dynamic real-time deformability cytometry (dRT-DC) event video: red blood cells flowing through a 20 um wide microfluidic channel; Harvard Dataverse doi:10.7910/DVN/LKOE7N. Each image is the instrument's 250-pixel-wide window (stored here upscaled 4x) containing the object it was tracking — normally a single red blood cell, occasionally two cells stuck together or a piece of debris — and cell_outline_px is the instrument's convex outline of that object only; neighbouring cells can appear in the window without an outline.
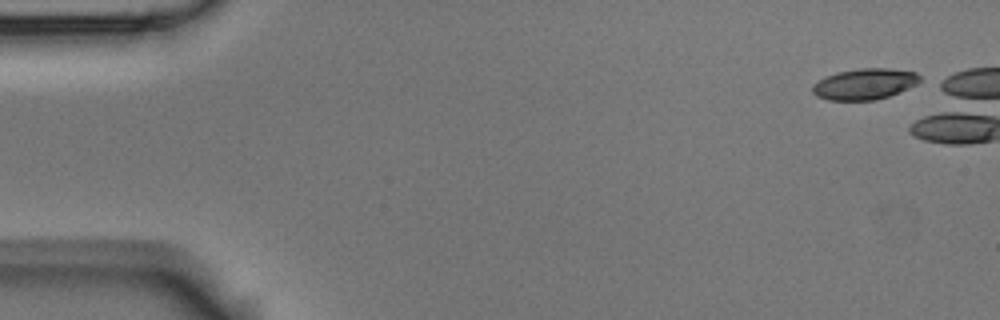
{"species": "Egyptian fruit bat (a non-hibernating species)", "species_latin": "Rousettus aegyptiacus", "temperature_condition": "room temperature", "stored_images_in_passage": 7, "camera_frame_rate_fps": 3000, "um_per_image_px": 0.085, "animal": {"sex": "male"}, "frame": {"image": 1, "passage_image": 1, "time_ms": 0.0, "image_size_px": [1000, 320], "cell_outline_px": [[920, 80], [916, 84], [900, 92], [876, 100], [828, 100], [816, 96], [812, 92], [812, 84], [824, 76], [836, 72], [860, 68], [888, 68], [916, 72], [920, 76]], "centroid_in_image_um": [73.45, 7.14], "position_along_channel_um": 11.5, "area_um2": 19.54}}